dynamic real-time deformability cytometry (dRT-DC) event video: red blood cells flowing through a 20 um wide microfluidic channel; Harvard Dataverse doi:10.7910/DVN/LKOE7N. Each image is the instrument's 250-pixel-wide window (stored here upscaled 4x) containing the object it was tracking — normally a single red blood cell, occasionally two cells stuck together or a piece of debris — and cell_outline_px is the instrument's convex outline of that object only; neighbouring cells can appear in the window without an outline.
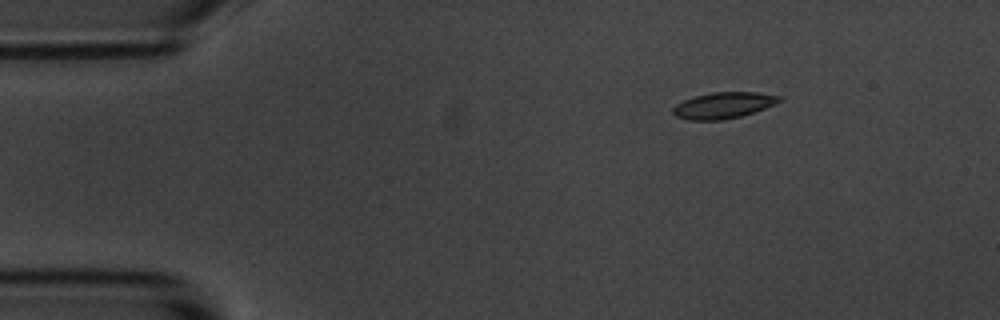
{"species": "common noctule bat (a hibernating species)", "species_latin": "Nyctalus noctula", "temperature_condition": "room temperature", "stored_images_in_passage": 4, "camera_frame_rate_fps": 3000, "um_per_image_px": 0.085, "animal": {"sex": "male", "body_mass_g": 20.1, "forearm_length_mm": 53.5}, "frame": {"image": 1, "passage_image": 1, "time_ms": 0.0, "image_size_px": [1000, 320], "cell_outline_px": [[784, 100], [764, 108], [740, 116], [724, 120], [688, 120], [676, 116], [672, 112], [672, 108], [676, 104], [684, 100], [696, 96], [712, 92], [756, 92], [784, 96]], "centroid_in_image_um": [61.51, 8.95], "position_along_channel_um": 23.5, "area_um2": 16.24}}